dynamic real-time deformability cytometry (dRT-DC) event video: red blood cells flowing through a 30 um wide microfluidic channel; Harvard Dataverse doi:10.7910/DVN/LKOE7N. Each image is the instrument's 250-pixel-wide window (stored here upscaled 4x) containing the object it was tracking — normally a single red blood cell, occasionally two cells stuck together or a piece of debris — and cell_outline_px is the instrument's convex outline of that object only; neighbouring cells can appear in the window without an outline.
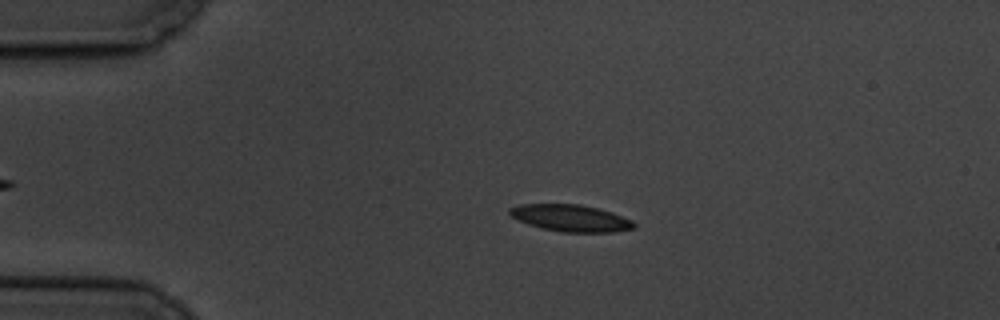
{"species": "common noctule bat (a hibernating species)", "species_latin": "Nyctalus noctula", "temperature_condition": "cold", "stored_images_in_passage": 5, "camera_frame_rate_fps": 3000, "um_per_image_px": 0.085, "animal": {"sex": "male", "body_mass_g": 19.5, "forearm_length_mm": 54.6}, "frame": {"image": 1, "passage_image": 3, "time_ms": 2.0, "image_size_px": [1000, 320], "cell_outline_px": [[636, 228], [616, 232], [560, 232], [528, 224], [512, 216], [508, 212], [508, 208], [520, 204], [580, 204], [612, 212], [632, 220], [636, 224]], "centroid_in_image_um": [48.54, 18.54], "position_along_channel_um": 36.5, "area_um2": 19.42}}
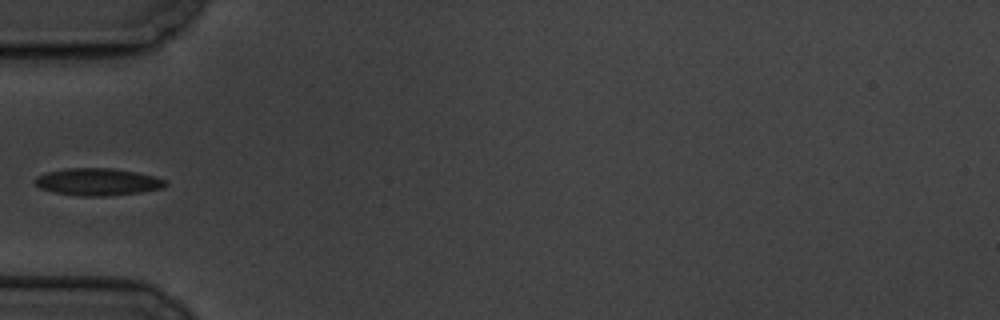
{"frame": {"image": 2, "passage_image": 5, "time_ms": 4.333, "image_size_px": [1000, 320], "cell_outline_px": [[168, 184], [164, 188], [140, 192], [104, 196], [80, 196], [56, 192], [40, 188], [36, 184], [36, 176], [48, 172], [68, 168], [112, 168], [136, 172], [156, 176], [164, 180]], "centroid_in_image_um": [8.35, 15.45], "position_along_channel_um": 76.7, "area_um2": 20.52}}